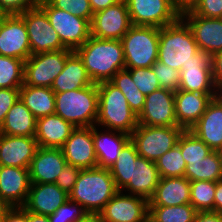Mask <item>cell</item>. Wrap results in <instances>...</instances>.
Wrapping results in <instances>:
<instances>
[{
	"mask_svg": "<svg viewBox=\"0 0 222 222\" xmlns=\"http://www.w3.org/2000/svg\"><path fill=\"white\" fill-rule=\"evenodd\" d=\"M75 52L82 59L93 83L110 81L113 76L125 69V57L121 40L89 39Z\"/></svg>",
	"mask_w": 222,
	"mask_h": 222,
	"instance_id": "cell-1",
	"label": "cell"
},
{
	"mask_svg": "<svg viewBox=\"0 0 222 222\" xmlns=\"http://www.w3.org/2000/svg\"><path fill=\"white\" fill-rule=\"evenodd\" d=\"M117 192L110 170L97 166L80 170L69 200L79 203L90 216L96 217Z\"/></svg>",
	"mask_w": 222,
	"mask_h": 222,
	"instance_id": "cell-2",
	"label": "cell"
},
{
	"mask_svg": "<svg viewBox=\"0 0 222 222\" xmlns=\"http://www.w3.org/2000/svg\"><path fill=\"white\" fill-rule=\"evenodd\" d=\"M98 86V118L96 124L109 130L131 135L138 126V116L129 107L124 94L110 81Z\"/></svg>",
	"mask_w": 222,
	"mask_h": 222,
	"instance_id": "cell-3",
	"label": "cell"
},
{
	"mask_svg": "<svg viewBox=\"0 0 222 222\" xmlns=\"http://www.w3.org/2000/svg\"><path fill=\"white\" fill-rule=\"evenodd\" d=\"M198 51L193 33L181 17L175 23L159 28L157 61L180 72Z\"/></svg>",
	"mask_w": 222,
	"mask_h": 222,
	"instance_id": "cell-4",
	"label": "cell"
},
{
	"mask_svg": "<svg viewBox=\"0 0 222 222\" xmlns=\"http://www.w3.org/2000/svg\"><path fill=\"white\" fill-rule=\"evenodd\" d=\"M55 114L76 128L92 127L98 118V86L55 93Z\"/></svg>",
	"mask_w": 222,
	"mask_h": 222,
	"instance_id": "cell-5",
	"label": "cell"
},
{
	"mask_svg": "<svg viewBox=\"0 0 222 222\" xmlns=\"http://www.w3.org/2000/svg\"><path fill=\"white\" fill-rule=\"evenodd\" d=\"M125 68H150L158 59L159 28L132 25L121 38Z\"/></svg>",
	"mask_w": 222,
	"mask_h": 222,
	"instance_id": "cell-6",
	"label": "cell"
},
{
	"mask_svg": "<svg viewBox=\"0 0 222 222\" xmlns=\"http://www.w3.org/2000/svg\"><path fill=\"white\" fill-rule=\"evenodd\" d=\"M184 129L139 125L130 135L140 157L156 162L178 143Z\"/></svg>",
	"mask_w": 222,
	"mask_h": 222,
	"instance_id": "cell-7",
	"label": "cell"
},
{
	"mask_svg": "<svg viewBox=\"0 0 222 222\" xmlns=\"http://www.w3.org/2000/svg\"><path fill=\"white\" fill-rule=\"evenodd\" d=\"M39 6L46 12L50 24L66 48L75 51L91 36L90 22L87 19L57 9L47 0L40 2Z\"/></svg>",
	"mask_w": 222,
	"mask_h": 222,
	"instance_id": "cell-8",
	"label": "cell"
},
{
	"mask_svg": "<svg viewBox=\"0 0 222 222\" xmlns=\"http://www.w3.org/2000/svg\"><path fill=\"white\" fill-rule=\"evenodd\" d=\"M72 52L73 50L67 48L31 55L24 62V84L51 88Z\"/></svg>",
	"mask_w": 222,
	"mask_h": 222,
	"instance_id": "cell-9",
	"label": "cell"
},
{
	"mask_svg": "<svg viewBox=\"0 0 222 222\" xmlns=\"http://www.w3.org/2000/svg\"><path fill=\"white\" fill-rule=\"evenodd\" d=\"M132 25L162 28L175 23L181 12L173 0H125Z\"/></svg>",
	"mask_w": 222,
	"mask_h": 222,
	"instance_id": "cell-10",
	"label": "cell"
},
{
	"mask_svg": "<svg viewBox=\"0 0 222 222\" xmlns=\"http://www.w3.org/2000/svg\"><path fill=\"white\" fill-rule=\"evenodd\" d=\"M19 15L26 24L31 55L67 49L50 24L46 12L39 5Z\"/></svg>",
	"mask_w": 222,
	"mask_h": 222,
	"instance_id": "cell-11",
	"label": "cell"
},
{
	"mask_svg": "<svg viewBox=\"0 0 222 222\" xmlns=\"http://www.w3.org/2000/svg\"><path fill=\"white\" fill-rule=\"evenodd\" d=\"M97 222H149V201L118 191L96 216Z\"/></svg>",
	"mask_w": 222,
	"mask_h": 222,
	"instance_id": "cell-12",
	"label": "cell"
},
{
	"mask_svg": "<svg viewBox=\"0 0 222 222\" xmlns=\"http://www.w3.org/2000/svg\"><path fill=\"white\" fill-rule=\"evenodd\" d=\"M138 124L157 127H179L175 116V92L160 88L147 95Z\"/></svg>",
	"mask_w": 222,
	"mask_h": 222,
	"instance_id": "cell-13",
	"label": "cell"
},
{
	"mask_svg": "<svg viewBox=\"0 0 222 222\" xmlns=\"http://www.w3.org/2000/svg\"><path fill=\"white\" fill-rule=\"evenodd\" d=\"M0 55L24 61L31 56L26 24L19 14L0 16Z\"/></svg>",
	"mask_w": 222,
	"mask_h": 222,
	"instance_id": "cell-14",
	"label": "cell"
},
{
	"mask_svg": "<svg viewBox=\"0 0 222 222\" xmlns=\"http://www.w3.org/2000/svg\"><path fill=\"white\" fill-rule=\"evenodd\" d=\"M132 26L125 0L93 14L91 36L98 39L121 40Z\"/></svg>",
	"mask_w": 222,
	"mask_h": 222,
	"instance_id": "cell-15",
	"label": "cell"
},
{
	"mask_svg": "<svg viewBox=\"0 0 222 222\" xmlns=\"http://www.w3.org/2000/svg\"><path fill=\"white\" fill-rule=\"evenodd\" d=\"M179 90L218 94L212 76L211 55L199 50L180 71Z\"/></svg>",
	"mask_w": 222,
	"mask_h": 222,
	"instance_id": "cell-16",
	"label": "cell"
},
{
	"mask_svg": "<svg viewBox=\"0 0 222 222\" xmlns=\"http://www.w3.org/2000/svg\"><path fill=\"white\" fill-rule=\"evenodd\" d=\"M181 18L190 27L199 50L211 56L222 51V18L202 17L190 10L181 12Z\"/></svg>",
	"mask_w": 222,
	"mask_h": 222,
	"instance_id": "cell-17",
	"label": "cell"
},
{
	"mask_svg": "<svg viewBox=\"0 0 222 222\" xmlns=\"http://www.w3.org/2000/svg\"><path fill=\"white\" fill-rule=\"evenodd\" d=\"M61 149L67 164L80 169L97 167L92 127L76 128Z\"/></svg>",
	"mask_w": 222,
	"mask_h": 222,
	"instance_id": "cell-18",
	"label": "cell"
},
{
	"mask_svg": "<svg viewBox=\"0 0 222 222\" xmlns=\"http://www.w3.org/2000/svg\"><path fill=\"white\" fill-rule=\"evenodd\" d=\"M30 186L29 169L0 166V200L11 208L25 204Z\"/></svg>",
	"mask_w": 222,
	"mask_h": 222,
	"instance_id": "cell-19",
	"label": "cell"
},
{
	"mask_svg": "<svg viewBox=\"0 0 222 222\" xmlns=\"http://www.w3.org/2000/svg\"><path fill=\"white\" fill-rule=\"evenodd\" d=\"M38 147L35 137L12 136L0 133V166L29 169Z\"/></svg>",
	"mask_w": 222,
	"mask_h": 222,
	"instance_id": "cell-20",
	"label": "cell"
},
{
	"mask_svg": "<svg viewBox=\"0 0 222 222\" xmlns=\"http://www.w3.org/2000/svg\"><path fill=\"white\" fill-rule=\"evenodd\" d=\"M69 199V195L55 183H31L25 204L26 211L50 216Z\"/></svg>",
	"mask_w": 222,
	"mask_h": 222,
	"instance_id": "cell-21",
	"label": "cell"
},
{
	"mask_svg": "<svg viewBox=\"0 0 222 222\" xmlns=\"http://www.w3.org/2000/svg\"><path fill=\"white\" fill-rule=\"evenodd\" d=\"M190 131L213 151L222 146V99L214 97Z\"/></svg>",
	"mask_w": 222,
	"mask_h": 222,
	"instance_id": "cell-22",
	"label": "cell"
},
{
	"mask_svg": "<svg viewBox=\"0 0 222 222\" xmlns=\"http://www.w3.org/2000/svg\"><path fill=\"white\" fill-rule=\"evenodd\" d=\"M66 164L61 148L38 147L29 166L31 183H55Z\"/></svg>",
	"mask_w": 222,
	"mask_h": 222,
	"instance_id": "cell-23",
	"label": "cell"
},
{
	"mask_svg": "<svg viewBox=\"0 0 222 222\" xmlns=\"http://www.w3.org/2000/svg\"><path fill=\"white\" fill-rule=\"evenodd\" d=\"M218 94H200L191 91H175V116L177 125L184 130L191 127L204 114L208 103Z\"/></svg>",
	"mask_w": 222,
	"mask_h": 222,
	"instance_id": "cell-24",
	"label": "cell"
},
{
	"mask_svg": "<svg viewBox=\"0 0 222 222\" xmlns=\"http://www.w3.org/2000/svg\"><path fill=\"white\" fill-rule=\"evenodd\" d=\"M76 127L57 114L37 119L35 138L39 147L62 148Z\"/></svg>",
	"mask_w": 222,
	"mask_h": 222,
	"instance_id": "cell-25",
	"label": "cell"
},
{
	"mask_svg": "<svg viewBox=\"0 0 222 222\" xmlns=\"http://www.w3.org/2000/svg\"><path fill=\"white\" fill-rule=\"evenodd\" d=\"M97 125L92 126V137L97 158V166L100 168L110 169L118 156L121 149L130 140V135L110 130L109 132H99ZM118 132V134H116Z\"/></svg>",
	"mask_w": 222,
	"mask_h": 222,
	"instance_id": "cell-26",
	"label": "cell"
},
{
	"mask_svg": "<svg viewBox=\"0 0 222 222\" xmlns=\"http://www.w3.org/2000/svg\"><path fill=\"white\" fill-rule=\"evenodd\" d=\"M190 203V181L185 177H161L149 206H178Z\"/></svg>",
	"mask_w": 222,
	"mask_h": 222,
	"instance_id": "cell-27",
	"label": "cell"
},
{
	"mask_svg": "<svg viewBox=\"0 0 222 222\" xmlns=\"http://www.w3.org/2000/svg\"><path fill=\"white\" fill-rule=\"evenodd\" d=\"M135 166L133 178L129 180V183L121 191L127 189L130 192L128 194L136 195L149 201L154 195L156 186L161 178L156 163L139 156Z\"/></svg>",
	"mask_w": 222,
	"mask_h": 222,
	"instance_id": "cell-28",
	"label": "cell"
},
{
	"mask_svg": "<svg viewBox=\"0 0 222 222\" xmlns=\"http://www.w3.org/2000/svg\"><path fill=\"white\" fill-rule=\"evenodd\" d=\"M82 59L73 51L66 59L61 73L55 78L51 89L54 93L73 91L93 85Z\"/></svg>",
	"mask_w": 222,
	"mask_h": 222,
	"instance_id": "cell-29",
	"label": "cell"
},
{
	"mask_svg": "<svg viewBox=\"0 0 222 222\" xmlns=\"http://www.w3.org/2000/svg\"><path fill=\"white\" fill-rule=\"evenodd\" d=\"M37 119L19 99L8 111L0 133L12 136L35 137Z\"/></svg>",
	"mask_w": 222,
	"mask_h": 222,
	"instance_id": "cell-30",
	"label": "cell"
},
{
	"mask_svg": "<svg viewBox=\"0 0 222 222\" xmlns=\"http://www.w3.org/2000/svg\"><path fill=\"white\" fill-rule=\"evenodd\" d=\"M19 99L36 119L55 114V93L51 88L23 84Z\"/></svg>",
	"mask_w": 222,
	"mask_h": 222,
	"instance_id": "cell-31",
	"label": "cell"
},
{
	"mask_svg": "<svg viewBox=\"0 0 222 222\" xmlns=\"http://www.w3.org/2000/svg\"><path fill=\"white\" fill-rule=\"evenodd\" d=\"M184 177L192 181L222 180V160L217 151H213L201 161L188 162Z\"/></svg>",
	"mask_w": 222,
	"mask_h": 222,
	"instance_id": "cell-32",
	"label": "cell"
},
{
	"mask_svg": "<svg viewBox=\"0 0 222 222\" xmlns=\"http://www.w3.org/2000/svg\"><path fill=\"white\" fill-rule=\"evenodd\" d=\"M139 154L135 144L129 140L121 149L120 155L109 169L114 179L115 186L118 191H121L133 178L134 169L136 168L135 162Z\"/></svg>",
	"mask_w": 222,
	"mask_h": 222,
	"instance_id": "cell-33",
	"label": "cell"
},
{
	"mask_svg": "<svg viewBox=\"0 0 222 222\" xmlns=\"http://www.w3.org/2000/svg\"><path fill=\"white\" fill-rule=\"evenodd\" d=\"M196 213L190 203L178 206H149V222H193Z\"/></svg>",
	"mask_w": 222,
	"mask_h": 222,
	"instance_id": "cell-34",
	"label": "cell"
},
{
	"mask_svg": "<svg viewBox=\"0 0 222 222\" xmlns=\"http://www.w3.org/2000/svg\"><path fill=\"white\" fill-rule=\"evenodd\" d=\"M110 82L124 94L129 107L138 116L143 110L146 96L138 90L131 74L126 69L118 71Z\"/></svg>",
	"mask_w": 222,
	"mask_h": 222,
	"instance_id": "cell-35",
	"label": "cell"
},
{
	"mask_svg": "<svg viewBox=\"0 0 222 222\" xmlns=\"http://www.w3.org/2000/svg\"><path fill=\"white\" fill-rule=\"evenodd\" d=\"M24 62L22 59L0 55V89L23 86Z\"/></svg>",
	"mask_w": 222,
	"mask_h": 222,
	"instance_id": "cell-36",
	"label": "cell"
},
{
	"mask_svg": "<svg viewBox=\"0 0 222 222\" xmlns=\"http://www.w3.org/2000/svg\"><path fill=\"white\" fill-rule=\"evenodd\" d=\"M177 146L183 155L186 164L203 160L213 150L202 140L196 137L190 130H184L180 135Z\"/></svg>",
	"mask_w": 222,
	"mask_h": 222,
	"instance_id": "cell-37",
	"label": "cell"
},
{
	"mask_svg": "<svg viewBox=\"0 0 222 222\" xmlns=\"http://www.w3.org/2000/svg\"><path fill=\"white\" fill-rule=\"evenodd\" d=\"M216 182L192 181L190 182V204L197 212L214 211V194Z\"/></svg>",
	"mask_w": 222,
	"mask_h": 222,
	"instance_id": "cell-38",
	"label": "cell"
},
{
	"mask_svg": "<svg viewBox=\"0 0 222 222\" xmlns=\"http://www.w3.org/2000/svg\"><path fill=\"white\" fill-rule=\"evenodd\" d=\"M155 163L160 177H184L187 164L177 145L161 156Z\"/></svg>",
	"mask_w": 222,
	"mask_h": 222,
	"instance_id": "cell-39",
	"label": "cell"
},
{
	"mask_svg": "<svg viewBox=\"0 0 222 222\" xmlns=\"http://www.w3.org/2000/svg\"><path fill=\"white\" fill-rule=\"evenodd\" d=\"M91 216L79 203L69 199L49 216L50 222H85Z\"/></svg>",
	"mask_w": 222,
	"mask_h": 222,
	"instance_id": "cell-40",
	"label": "cell"
},
{
	"mask_svg": "<svg viewBox=\"0 0 222 222\" xmlns=\"http://www.w3.org/2000/svg\"><path fill=\"white\" fill-rule=\"evenodd\" d=\"M125 69L131 74L132 81L135 83L138 90L145 96L161 88L152 67Z\"/></svg>",
	"mask_w": 222,
	"mask_h": 222,
	"instance_id": "cell-41",
	"label": "cell"
},
{
	"mask_svg": "<svg viewBox=\"0 0 222 222\" xmlns=\"http://www.w3.org/2000/svg\"><path fill=\"white\" fill-rule=\"evenodd\" d=\"M53 7L70 12L73 15L87 19L90 23L93 18V10L89 0H47Z\"/></svg>",
	"mask_w": 222,
	"mask_h": 222,
	"instance_id": "cell-42",
	"label": "cell"
},
{
	"mask_svg": "<svg viewBox=\"0 0 222 222\" xmlns=\"http://www.w3.org/2000/svg\"><path fill=\"white\" fill-rule=\"evenodd\" d=\"M151 67L161 88L174 92L179 90L180 72L178 70L159 61H156Z\"/></svg>",
	"mask_w": 222,
	"mask_h": 222,
	"instance_id": "cell-43",
	"label": "cell"
},
{
	"mask_svg": "<svg viewBox=\"0 0 222 222\" xmlns=\"http://www.w3.org/2000/svg\"><path fill=\"white\" fill-rule=\"evenodd\" d=\"M189 10L202 17L222 18V0H198Z\"/></svg>",
	"mask_w": 222,
	"mask_h": 222,
	"instance_id": "cell-44",
	"label": "cell"
},
{
	"mask_svg": "<svg viewBox=\"0 0 222 222\" xmlns=\"http://www.w3.org/2000/svg\"><path fill=\"white\" fill-rule=\"evenodd\" d=\"M80 170L77 166L66 164L58 175L55 184L69 195L75 186Z\"/></svg>",
	"mask_w": 222,
	"mask_h": 222,
	"instance_id": "cell-45",
	"label": "cell"
},
{
	"mask_svg": "<svg viewBox=\"0 0 222 222\" xmlns=\"http://www.w3.org/2000/svg\"><path fill=\"white\" fill-rule=\"evenodd\" d=\"M38 5L37 0H0V15L21 14Z\"/></svg>",
	"mask_w": 222,
	"mask_h": 222,
	"instance_id": "cell-46",
	"label": "cell"
},
{
	"mask_svg": "<svg viewBox=\"0 0 222 222\" xmlns=\"http://www.w3.org/2000/svg\"><path fill=\"white\" fill-rule=\"evenodd\" d=\"M20 88L0 89V126L11 107L19 100Z\"/></svg>",
	"mask_w": 222,
	"mask_h": 222,
	"instance_id": "cell-47",
	"label": "cell"
},
{
	"mask_svg": "<svg viewBox=\"0 0 222 222\" xmlns=\"http://www.w3.org/2000/svg\"><path fill=\"white\" fill-rule=\"evenodd\" d=\"M212 76L218 91L222 90V51L211 56Z\"/></svg>",
	"mask_w": 222,
	"mask_h": 222,
	"instance_id": "cell-48",
	"label": "cell"
},
{
	"mask_svg": "<svg viewBox=\"0 0 222 222\" xmlns=\"http://www.w3.org/2000/svg\"><path fill=\"white\" fill-rule=\"evenodd\" d=\"M3 222H27V211L22 207H13L5 214Z\"/></svg>",
	"mask_w": 222,
	"mask_h": 222,
	"instance_id": "cell-49",
	"label": "cell"
},
{
	"mask_svg": "<svg viewBox=\"0 0 222 222\" xmlns=\"http://www.w3.org/2000/svg\"><path fill=\"white\" fill-rule=\"evenodd\" d=\"M193 222H222V214L214 211L197 212Z\"/></svg>",
	"mask_w": 222,
	"mask_h": 222,
	"instance_id": "cell-50",
	"label": "cell"
},
{
	"mask_svg": "<svg viewBox=\"0 0 222 222\" xmlns=\"http://www.w3.org/2000/svg\"><path fill=\"white\" fill-rule=\"evenodd\" d=\"M121 0H89L93 14L106 9L107 7L113 6Z\"/></svg>",
	"mask_w": 222,
	"mask_h": 222,
	"instance_id": "cell-51",
	"label": "cell"
},
{
	"mask_svg": "<svg viewBox=\"0 0 222 222\" xmlns=\"http://www.w3.org/2000/svg\"><path fill=\"white\" fill-rule=\"evenodd\" d=\"M214 212L222 214V180L216 182L214 194Z\"/></svg>",
	"mask_w": 222,
	"mask_h": 222,
	"instance_id": "cell-52",
	"label": "cell"
},
{
	"mask_svg": "<svg viewBox=\"0 0 222 222\" xmlns=\"http://www.w3.org/2000/svg\"><path fill=\"white\" fill-rule=\"evenodd\" d=\"M176 8L183 12L191 9L198 0H173Z\"/></svg>",
	"mask_w": 222,
	"mask_h": 222,
	"instance_id": "cell-53",
	"label": "cell"
},
{
	"mask_svg": "<svg viewBox=\"0 0 222 222\" xmlns=\"http://www.w3.org/2000/svg\"><path fill=\"white\" fill-rule=\"evenodd\" d=\"M27 222H50L49 216L39 215L27 211Z\"/></svg>",
	"mask_w": 222,
	"mask_h": 222,
	"instance_id": "cell-54",
	"label": "cell"
},
{
	"mask_svg": "<svg viewBox=\"0 0 222 222\" xmlns=\"http://www.w3.org/2000/svg\"><path fill=\"white\" fill-rule=\"evenodd\" d=\"M10 206L0 200V222H3L5 214L10 210Z\"/></svg>",
	"mask_w": 222,
	"mask_h": 222,
	"instance_id": "cell-55",
	"label": "cell"
},
{
	"mask_svg": "<svg viewBox=\"0 0 222 222\" xmlns=\"http://www.w3.org/2000/svg\"><path fill=\"white\" fill-rule=\"evenodd\" d=\"M85 222H97L96 217L91 216L88 220H86Z\"/></svg>",
	"mask_w": 222,
	"mask_h": 222,
	"instance_id": "cell-56",
	"label": "cell"
},
{
	"mask_svg": "<svg viewBox=\"0 0 222 222\" xmlns=\"http://www.w3.org/2000/svg\"><path fill=\"white\" fill-rule=\"evenodd\" d=\"M219 157L222 160V146L217 150Z\"/></svg>",
	"mask_w": 222,
	"mask_h": 222,
	"instance_id": "cell-57",
	"label": "cell"
},
{
	"mask_svg": "<svg viewBox=\"0 0 222 222\" xmlns=\"http://www.w3.org/2000/svg\"><path fill=\"white\" fill-rule=\"evenodd\" d=\"M218 96L222 99V90H220V92H218Z\"/></svg>",
	"mask_w": 222,
	"mask_h": 222,
	"instance_id": "cell-58",
	"label": "cell"
},
{
	"mask_svg": "<svg viewBox=\"0 0 222 222\" xmlns=\"http://www.w3.org/2000/svg\"><path fill=\"white\" fill-rule=\"evenodd\" d=\"M42 1H46V0H37L38 3L42 2Z\"/></svg>",
	"mask_w": 222,
	"mask_h": 222,
	"instance_id": "cell-59",
	"label": "cell"
}]
</instances>
